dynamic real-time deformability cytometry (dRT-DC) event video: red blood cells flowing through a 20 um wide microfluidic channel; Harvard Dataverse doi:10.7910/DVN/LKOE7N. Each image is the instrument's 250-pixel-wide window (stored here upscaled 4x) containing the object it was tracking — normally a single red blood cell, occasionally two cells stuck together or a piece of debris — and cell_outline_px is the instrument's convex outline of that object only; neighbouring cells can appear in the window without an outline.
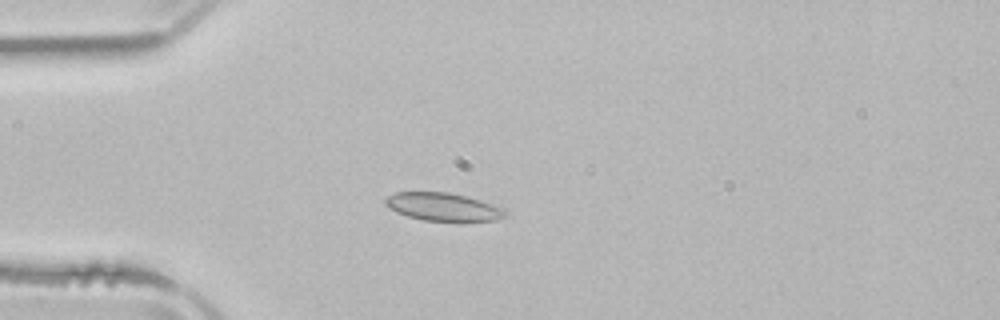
{"species": "common noctule bat (a hibernating species)", "species_latin": "Nyctalus noctula", "temperature_condition": "room temperature", "stored_images_in_passage": 3, "camera_frame_rate_fps": 3000, "um_per_image_px": 0.085, "animal": {"sex": "male", "body_mass_g": 21.5, "forearm_length_mm": 52.0}, "frame": {"image": 1, "passage_image": 3, "time_ms": 3.0, "image_size_px": [1000, 320], "cell_outline_px": [[508, 212], [504, 216], [496, 220], [424, 220], [408, 216], [396, 212], [388, 208], [384, 204], [384, 200], [388, 196], [396, 192], [448, 192], [468, 196], [504, 208]], "centroid_in_image_um": [37.64, 17.56], "position_along_channel_um": 47.4, "area_um2": 19.36}}